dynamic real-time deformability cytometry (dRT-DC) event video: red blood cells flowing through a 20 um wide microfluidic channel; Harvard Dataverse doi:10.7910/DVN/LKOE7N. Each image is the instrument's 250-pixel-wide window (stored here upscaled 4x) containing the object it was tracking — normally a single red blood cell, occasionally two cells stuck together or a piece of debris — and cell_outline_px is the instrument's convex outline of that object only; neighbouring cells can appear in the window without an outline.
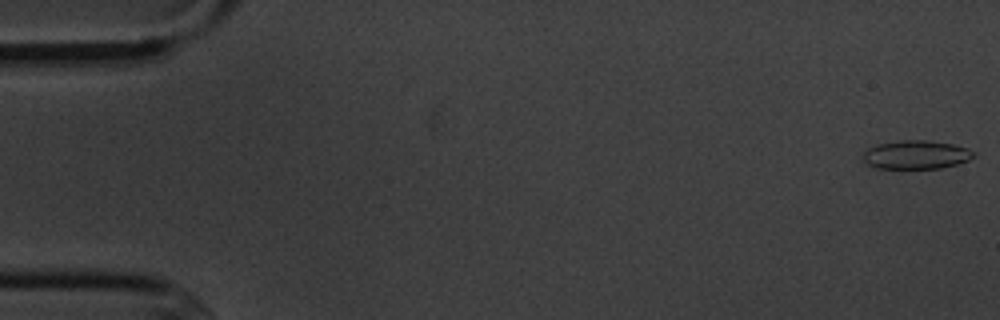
{"species": "common noctule bat (a hibernating species)", "species_latin": "Nyctalus noctula", "temperature_condition": "cold", "stored_images_in_passage": 5, "camera_frame_rate_fps": 3000, "um_per_image_px": 0.085, "animal": {"sex": "male", "body_mass_g": 20.1, "forearm_length_mm": 53.5}, "frame": {"image": 1, "passage_image": 1, "time_ms": 0.0, "image_size_px": [1000, 320], "cell_outline_px": [[976, 152], [968, 160], [956, 164], [940, 168], [876, 168], [868, 164], [864, 160], [864, 152], [868, 148], [876, 144], [900, 140], [928, 140], [952, 144], [968, 148]], "centroid_in_image_um": [77.86, 13.14], "position_along_channel_um": 7.1, "area_um2": 18.32}}
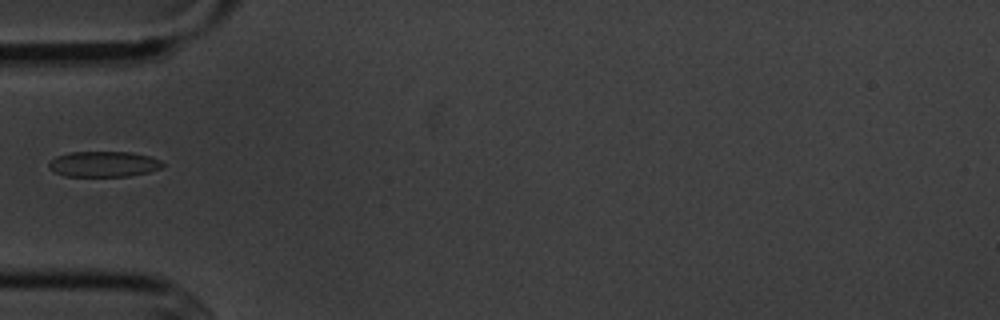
{"frame": {"image": 2, "passage_image": 5, "time_ms": 5.667, "image_size_px": [1000, 320], "cell_outline_px": [[164, 164], [160, 168], [148, 172], [128, 176], [64, 176], [48, 168], [48, 164], [56, 156], [68, 152], [132, 152], [152, 156], [160, 160]], "centroid_in_image_um": [8.81, 13.94], "position_along_channel_um": 76.2, "area_um2": 16.99}}